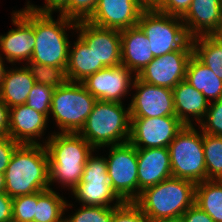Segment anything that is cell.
<instances>
[{
	"mask_svg": "<svg viewBox=\"0 0 222 222\" xmlns=\"http://www.w3.org/2000/svg\"><path fill=\"white\" fill-rule=\"evenodd\" d=\"M12 219V198L6 192H0V222Z\"/></svg>",
	"mask_w": 222,
	"mask_h": 222,
	"instance_id": "obj_41",
	"label": "cell"
},
{
	"mask_svg": "<svg viewBox=\"0 0 222 222\" xmlns=\"http://www.w3.org/2000/svg\"><path fill=\"white\" fill-rule=\"evenodd\" d=\"M185 222H214V220L196 204L189 207L183 214Z\"/></svg>",
	"mask_w": 222,
	"mask_h": 222,
	"instance_id": "obj_40",
	"label": "cell"
},
{
	"mask_svg": "<svg viewBox=\"0 0 222 222\" xmlns=\"http://www.w3.org/2000/svg\"><path fill=\"white\" fill-rule=\"evenodd\" d=\"M5 192L13 199L53 189L49 183L45 145L20 144L5 170Z\"/></svg>",
	"mask_w": 222,
	"mask_h": 222,
	"instance_id": "obj_2",
	"label": "cell"
},
{
	"mask_svg": "<svg viewBox=\"0 0 222 222\" xmlns=\"http://www.w3.org/2000/svg\"><path fill=\"white\" fill-rule=\"evenodd\" d=\"M24 65L30 70L37 84L48 85L55 89L67 81L65 71L60 67L35 62H25Z\"/></svg>",
	"mask_w": 222,
	"mask_h": 222,
	"instance_id": "obj_30",
	"label": "cell"
},
{
	"mask_svg": "<svg viewBox=\"0 0 222 222\" xmlns=\"http://www.w3.org/2000/svg\"><path fill=\"white\" fill-rule=\"evenodd\" d=\"M111 222H150L135 202H123L114 206Z\"/></svg>",
	"mask_w": 222,
	"mask_h": 222,
	"instance_id": "obj_35",
	"label": "cell"
},
{
	"mask_svg": "<svg viewBox=\"0 0 222 222\" xmlns=\"http://www.w3.org/2000/svg\"><path fill=\"white\" fill-rule=\"evenodd\" d=\"M71 192L76 201L85 206L112 207L123 203L110 185L106 157L93 156V153L84 166L81 181Z\"/></svg>",
	"mask_w": 222,
	"mask_h": 222,
	"instance_id": "obj_9",
	"label": "cell"
},
{
	"mask_svg": "<svg viewBox=\"0 0 222 222\" xmlns=\"http://www.w3.org/2000/svg\"><path fill=\"white\" fill-rule=\"evenodd\" d=\"M145 8H155L160 0H138Z\"/></svg>",
	"mask_w": 222,
	"mask_h": 222,
	"instance_id": "obj_43",
	"label": "cell"
},
{
	"mask_svg": "<svg viewBox=\"0 0 222 222\" xmlns=\"http://www.w3.org/2000/svg\"><path fill=\"white\" fill-rule=\"evenodd\" d=\"M130 108L123 103L97 100L79 134L95 149L129 142Z\"/></svg>",
	"mask_w": 222,
	"mask_h": 222,
	"instance_id": "obj_3",
	"label": "cell"
},
{
	"mask_svg": "<svg viewBox=\"0 0 222 222\" xmlns=\"http://www.w3.org/2000/svg\"><path fill=\"white\" fill-rule=\"evenodd\" d=\"M207 180H222V136L203 133Z\"/></svg>",
	"mask_w": 222,
	"mask_h": 222,
	"instance_id": "obj_29",
	"label": "cell"
},
{
	"mask_svg": "<svg viewBox=\"0 0 222 222\" xmlns=\"http://www.w3.org/2000/svg\"><path fill=\"white\" fill-rule=\"evenodd\" d=\"M110 147L107 161L109 182L123 202H135L138 198L137 149L130 143Z\"/></svg>",
	"mask_w": 222,
	"mask_h": 222,
	"instance_id": "obj_10",
	"label": "cell"
},
{
	"mask_svg": "<svg viewBox=\"0 0 222 222\" xmlns=\"http://www.w3.org/2000/svg\"><path fill=\"white\" fill-rule=\"evenodd\" d=\"M137 26L148 38L154 58L180 50L192 39L181 17L162 13L155 8H145Z\"/></svg>",
	"mask_w": 222,
	"mask_h": 222,
	"instance_id": "obj_8",
	"label": "cell"
},
{
	"mask_svg": "<svg viewBox=\"0 0 222 222\" xmlns=\"http://www.w3.org/2000/svg\"><path fill=\"white\" fill-rule=\"evenodd\" d=\"M192 0H160L156 10L168 15L182 17L191 5Z\"/></svg>",
	"mask_w": 222,
	"mask_h": 222,
	"instance_id": "obj_38",
	"label": "cell"
},
{
	"mask_svg": "<svg viewBox=\"0 0 222 222\" xmlns=\"http://www.w3.org/2000/svg\"><path fill=\"white\" fill-rule=\"evenodd\" d=\"M98 0H69V19L86 21L96 8Z\"/></svg>",
	"mask_w": 222,
	"mask_h": 222,
	"instance_id": "obj_36",
	"label": "cell"
},
{
	"mask_svg": "<svg viewBox=\"0 0 222 222\" xmlns=\"http://www.w3.org/2000/svg\"><path fill=\"white\" fill-rule=\"evenodd\" d=\"M43 143L48 154L50 185L58 182L73 190L81 181L84 166L95 149L79 133L54 131Z\"/></svg>",
	"mask_w": 222,
	"mask_h": 222,
	"instance_id": "obj_1",
	"label": "cell"
},
{
	"mask_svg": "<svg viewBox=\"0 0 222 222\" xmlns=\"http://www.w3.org/2000/svg\"><path fill=\"white\" fill-rule=\"evenodd\" d=\"M185 81L201 92L209 103L222 98V79L194 54L188 61Z\"/></svg>",
	"mask_w": 222,
	"mask_h": 222,
	"instance_id": "obj_24",
	"label": "cell"
},
{
	"mask_svg": "<svg viewBox=\"0 0 222 222\" xmlns=\"http://www.w3.org/2000/svg\"><path fill=\"white\" fill-rule=\"evenodd\" d=\"M114 214V206H85L76 210L69 217L64 218V222H111Z\"/></svg>",
	"mask_w": 222,
	"mask_h": 222,
	"instance_id": "obj_31",
	"label": "cell"
},
{
	"mask_svg": "<svg viewBox=\"0 0 222 222\" xmlns=\"http://www.w3.org/2000/svg\"><path fill=\"white\" fill-rule=\"evenodd\" d=\"M193 55L192 39L180 50L154 58L137 77L149 84L173 89L185 80L186 68Z\"/></svg>",
	"mask_w": 222,
	"mask_h": 222,
	"instance_id": "obj_11",
	"label": "cell"
},
{
	"mask_svg": "<svg viewBox=\"0 0 222 222\" xmlns=\"http://www.w3.org/2000/svg\"><path fill=\"white\" fill-rule=\"evenodd\" d=\"M45 2L44 6L37 7L28 1L25 7L38 14H53L54 11H58L59 15L69 18V0H45Z\"/></svg>",
	"mask_w": 222,
	"mask_h": 222,
	"instance_id": "obj_37",
	"label": "cell"
},
{
	"mask_svg": "<svg viewBox=\"0 0 222 222\" xmlns=\"http://www.w3.org/2000/svg\"><path fill=\"white\" fill-rule=\"evenodd\" d=\"M0 136H9V107L0 99Z\"/></svg>",
	"mask_w": 222,
	"mask_h": 222,
	"instance_id": "obj_42",
	"label": "cell"
},
{
	"mask_svg": "<svg viewBox=\"0 0 222 222\" xmlns=\"http://www.w3.org/2000/svg\"><path fill=\"white\" fill-rule=\"evenodd\" d=\"M144 9L138 0H98L95 10L86 21L122 31L137 26Z\"/></svg>",
	"mask_w": 222,
	"mask_h": 222,
	"instance_id": "obj_17",
	"label": "cell"
},
{
	"mask_svg": "<svg viewBox=\"0 0 222 222\" xmlns=\"http://www.w3.org/2000/svg\"><path fill=\"white\" fill-rule=\"evenodd\" d=\"M53 91L54 88L51 86L35 83L25 105L44 114L49 119Z\"/></svg>",
	"mask_w": 222,
	"mask_h": 222,
	"instance_id": "obj_32",
	"label": "cell"
},
{
	"mask_svg": "<svg viewBox=\"0 0 222 222\" xmlns=\"http://www.w3.org/2000/svg\"><path fill=\"white\" fill-rule=\"evenodd\" d=\"M0 192H5V174L0 173Z\"/></svg>",
	"mask_w": 222,
	"mask_h": 222,
	"instance_id": "obj_46",
	"label": "cell"
},
{
	"mask_svg": "<svg viewBox=\"0 0 222 222\" xmlns=\"http://www.w3.org/2000/svg\"><path fill=\"white\" fill-rule=\"evenodd\" d=\"M3 54H0V87H1V84H2V80L4 78V74H5V71H6V67L4 64L5 62L3 61L4 58L2 57Z\"/></svg>",
	"mask_w": 222,
	"mask_h": 222,
	"instance_id": "obj_44",
	"label": "cell"
},
{
	"mask_svg": "<svg viewBox=\"0 0 222 222\" xmlns=\"http://www.w3.org/2000/svg\"><path fill=\"white\" fill-rule=\"evenodd\" d=\"M157 222H185V220L183 218V215H181V216H177V217L162 219Z\"/></svg>",
	"mask_w": 222,
	"mask_h": 222,
	"instance_id": "obj_45",
	"label": "cell"
},
{
	"mask_svg": "<svg viewBox=\"0 0 222 222\" xmlns=\"http://www.w3.org/2000/svg\"><path fill=\"white\" fill-rule=\"evenodd\" d=\"M214 222H222V180H205L195 186V200Z\"/></svg>",
	"mask_w": 222,
	"mask_h": 222,
	"instance_id": "obj_26",
	"label": "cell"
},
{
	"mask_svg": "<svg viewBox=\"0 0 222 222\" xmlns=\"http://www.w3.org/2000/svg\"><path fill=\"white\" fill-rule=\"evenodd\" d=\"M184 126L176 116L131 118L129 142L136 149L168 147Z\"/></svg>",
	"mask_w": 222,
	"mask_h": 222,
	"instance_id": "obj_13",
	"label": "cell"
},
{
	"mask_svg": "<svg viewBox=\"0 0 222 222\" xmlns=\"http://www.w3.org/2000/svg\"><path fill=\"white\" fill-rule=\"evenodd\" d=\"M196 184L171 177L145 188L135 203L150 222L181 216L194 204Z\"/></svg>",
	"mask_w": 222,
	"mask_h": 222,
	"instance_id": "obj_4",
	"label": "cell"
},
{
	"mask_svg": "<svg viewBox=\"0 0 222 222\" xmlns=\"http://www.w3.org/2000/svg\"><path fill=\"white\" fill-rule=\"evenodd\" d=\"M134 79L135 75L121 64L101 69L82 83L97 100L123 103L121 99L127 96Z\"/></svg>",
	"mask_w": 222,
	"mask_h": 222,
	"instance_id": "obj_16",
	"label": "cell"
},
{
	"mask_svg": "<svg viewBox=\"0 0 222 222\" xmlns=\"http://www.w3.org/2000/svg\"><path fill=\"white\" fill-rule=\"evenodd\" d=\"M199 129L205 134L222 136V98L210 102L206 115L199 123Z\"/></svg>",
	"mask_w": 222,
	"mask_h": 222,
	"instance_id": "obj_34",
	"label": "cell"
},
{
	"mask_svg": "<svg viewBox=\"0 0 222 222\" xmlns=\"http://www.w3.org/2000/svg\"><path fill=\"white\" fill-rule=\"evenodd\" d=\"M97 99L83 83L66 81L54 89L50 114L59 133H79Z\"/></svg>",
	"mask_w": 222,
	"mask_h": 222,
	"instance_id": "obj_6",
	"label": "cell"
},
{
	"mask_svg": "<svg viewBox=\"0 0 222 222\" xmlns=\"http://www.w3.org/2000/svg\"><path fill=\"white\" fill-rule=\"evenodd\" d=\"M193 54L222 79V42L214 35L192 38Z\"/></svg>",
	"mask_w": 222,
	"mask_h": 222,
	"instance_id": "obj_28",
	"label": "cell"
},
{
	"mask_svg": "<svg viewBox=\"0 0 222 222\" xmlns=\"http://www.w3.org/2000/svg\"><path fill=\"white\" fill-rule=\"evenodd\" d=\"M19 145L9 136H0V173H5L12 155Z\"/></svg>",
	"mask_w": 222,
	"mask_h": 222,
	"instance_id": "obj_39",
	"label": "cell"
},
{
	"mask_svg": "<svg viewBox=\"0 0 222 222\" xmlns=\"http://www.w3.org/2000/svg\"><path fill=\"white\" fill-rule=\"evenodd\" d=\"M69 46L68 64L65 70L67 81L82 83L96 73V57L92 49L78 36L74 46ZM72 47V48H71Z\"/></svg>",
	"mask_w": 222,
	"mask_h": 222,
	"instance_id": "obj_25",
	"label": "cell"
},
{
	"mask_svg": "<svg viewBox=\"0 0 222 222\" xmlns=\"http://www.w3.org/2000/svg\"><path fill=\"white\" fill-rule=\"evenodd\" d=\"M37 193L12 199V219L18 222H34Z\"/></svg>",
	"mask_w": 222,
	"mask_h": 222,
	"instance_id": "obj_33",
	"label": "cell"
},
{
	"mask_svg": "<svg viewBox=\"0 0 222 222\" xmlns=\"http://www.w3.org/2000/svg\"><path fill=\"white\" fill-rule=\"evenodd\" d=\"M34 84L35 80L26 65L6 69L0 87V99L9 108L23 105Z\"/></svg>",
	"mask_w": 222,
	"mask_h": 222,
	"instance_id": "obj_23",
	"label": "cell"
},
{
	"mask_svg": "<svg viewBox=\"0 0 222 222\" xmlns=\"http://www.w3.org/2000/svg\"><path fill=\"white\" fill-rule=\"evenodd\" d=\"M181 19L191 38L214 35L222 22L220 0H192Z\"/></svg>",
	"mask_w": 222,
	"mask_h": 222,
	"instance_id": "obj_20",
	"label": "cell"
},
{
	"mask_svg": "<svg viewBox=\"0 0 222 222\" xmlns=\"http://www.w3.org/2000/svg\"><path fill=\"white\" fill-rule=\"evenodd\" d=\"M76 30L79 37L94 52L96 72L106 67L121 65V35L119 30L99 27L88 21H78Z\"/></svg>",
	"mask_w": 222,
	"mask_h": 222,
	"instance_id": "obj_14",
	"label": "cell"
},
{
	"mask_svg": "<svg viewBox=\"0 0 222 222\" xmlns=\"http://www.w3.org/2000/svg\"><path fill=\"white\" fill-rule=\"evenodd\" d=\"M129 108L131 118L176 116L172 89L152 85L135 76Z\"/></svg>",
	"mask_w": 222,
	"mask_h": 222,
	"instance_id": "obj_15",
	"label": "cell"
},
{
	"mask_svg": "<svg viewBox=\"0 0 222 222\" xmlns=\"http://www.w3.org/2000/svg\"><path fill=\"white\" fill-rule=\"evenodd\" d=\"M12 23L16 25L7 34L0 35V52L7 63L14 64L32 58L35 46L34 37V12L28 8L12 13Z\"/></svg>",
	"mask_w": 222,
	"mask_h": 222,
	"instance_id": "obj_12",
	"label": "cell"
},
{
	"mask_svg": "<svg viewBox=\"0 0 222 222\" xmlns=\"http://www.w3.org/2000/svg\"><path fill=\"white\" fill-rule=\"evenodd\" d=\"M6 222H18V221H15L14 219H11V220L6 221Z\"/></svg>",
	"mask_w": 222,
	"mask_h": 222,
	"instance_id": "obj_49",
	"label": "cell"
},
{
	"mask_svg": "<svg viewBox=\"0 0 222 222\" xmlns=\"http://www.w3.org/2000/svg\"><path fill=\"white\" fill-rule=\"evenodd\" d=\"M121 64L137 76L153 59L148 38L138 27L120 31Z\"/></svg>",
	"mask_w": 222,
	"mask_h": 222,
	"instance_id": "obj_21",
	"label": "cell"
},
{
	"mask_svg": "<svg viewBox=\"0 0 222 222\" xmlns=\"http://www.w3.org/2000/svg\"><path fill=\"white\" fill-rule=\"evenodd\" d=\"M172 92L176 117L187 126L193 125V119L199 124L210 104L206 97L185 80L178 83Z\"/></svg>",
	"mask_w": 222,
	"mask_h": 222,
	"instance_id": "obj_22",
	"label": "cell"
},
{
	"mask_svg": "<svg viewBox=\"0 0 222 222\" xmlns=\"http://www.w3.org/2000/svg\"><path fill=\"white\" fill-rule=\"evenodd\" d=\"M138 197L141 192L172 177L168 147L137 149Z\"/></svg>",
	"mask_w": 222,
	"mask_h": 222,
	"instance_id": "obj_19",
	"label": "cell"
},
{
	"mask_svg": "<svg viewBox=\"0 0 222 222\" xmlns=\"http://www.w3.org/2000/svg\"><path fill=\"white\" fill-rule=\"evenodd\" d=\"M55 21L52 14L34 12L35 46L29 62L67 68L70 40L67 30H76L77 22L58 15Z\"/></svg>",
	"mask_w": 222,
	"mask_h": 222,
	"instance_id": "obj_5",
	"label": "cell"
},
{
	"mask_svg": "<svg viewBox=\"0 0 222 222\" xmlns=\"http://www.w3.org/2000/svg\"><path fill=\"white\" fill-rule=\"evenodd\" d=\"M220 12H221V15H222V0H220Z\"/></svg>",
	"mask_w": 222,
	"mask_h": 222,
	"instance_id": "obj_48",
	"label": "cell"
},
{
	"mask_svg": "<svg viewBox=\"0 0 222 222\" xmlns=\"http://www.w3.org/2000/svg\"><path fill=\"white\" fill-rule=\"evenodd\" d=\"M49 119L42 113L19 105L9 108V137L19 144L37 145L44 136Z\"/></svg>",
	"mask_w": 222,
	"mask_h": 222,
	"instance_id": "obj_18",
	"label": "cell"
},
{
	"mask_svg": "<svg viewBox=\"0 0 222 222\" xmlns=\"http://www.w3.org/2000/svg\"><path fill=\"white\" fill-rule=\"evenodd\" d=\"M216 38H218L222 42V22L218 29V31L214 34Z\"/></svg>",
	"mask_w": 222,
	"mask_h": 222,
	"instance_id": "obj_47",
	"label": "cell"
},
{
	"mask_svg": "<svg viewBox=\"0 0 222 222\" xmlns=\"http://www.w3.org/2000/svg\"><path fill=\"white\" fill-rule=\"evenodd\" d=\"M72 207L53 189L37 192L34 222H64V212ZM68 207V208H67Z\"/></svg>",
	"mask_w": 222,
	"mask_h": 222,
	"instance_id": "obj_27",
	"label": "cell"
},
{
	"mask_svg": "<svg viewBox=\"0 0 222 222\" xmlns=\"http://www.w3.org/2000/svg\"><path fill=\"white\" fill-rule=\"evenodd\" d=\"M172 177L195 184L207 180L203 132L185 125L168 146Z\"/></svg>",
	"mask_w": 222,
	"mask_h": 222,
	"instance_id": "obj_7",
	"label": "cell"
}]
</instances>
